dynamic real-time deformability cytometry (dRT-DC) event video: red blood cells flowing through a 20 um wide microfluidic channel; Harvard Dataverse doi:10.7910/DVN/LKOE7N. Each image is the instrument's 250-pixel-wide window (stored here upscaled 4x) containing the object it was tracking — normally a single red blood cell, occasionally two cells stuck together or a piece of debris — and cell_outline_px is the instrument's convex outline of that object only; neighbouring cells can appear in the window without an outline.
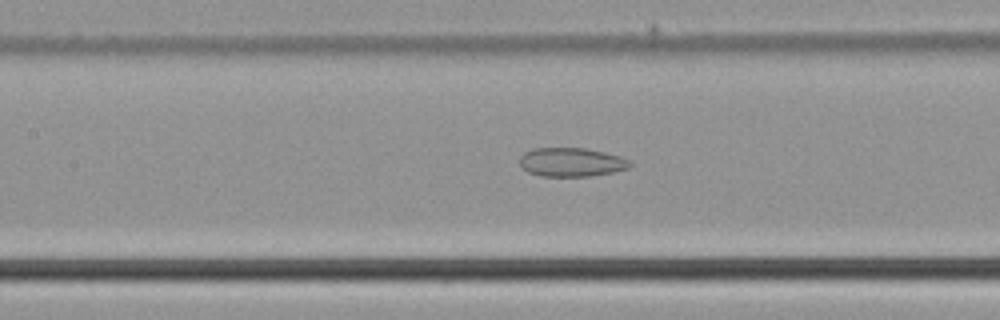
{"species": "common noctule bat (a hibernating species)", "species_latin": "Nyctalus noctula", "temperature_condition": "cold", "stored_images_in_passage": 37, "camera_frame_rate_fps": 3000, "um_per_image_px": 0.085, "animal": {"sex": "male", "body_mass_g": 21.5, "forearm_length_mm": 52.0}, "frame": {"image": 1, "passage_image": 11, "time_ms": 3.333, "image_size_px": [1000, 320], "cell_outline_px": [[632, 164], [628, 168], [612, 172], [588, 176], [540, 176], [528, 172], [520, 164], [520, 156], [524, 152], [532, 148], [584, 148], [604, 152], [620, 156], [628, 160]], "centroid_in_image_um": [48.54, 13.78], "position_along_channel_um": 158.9, "area_um2": 18.44}}
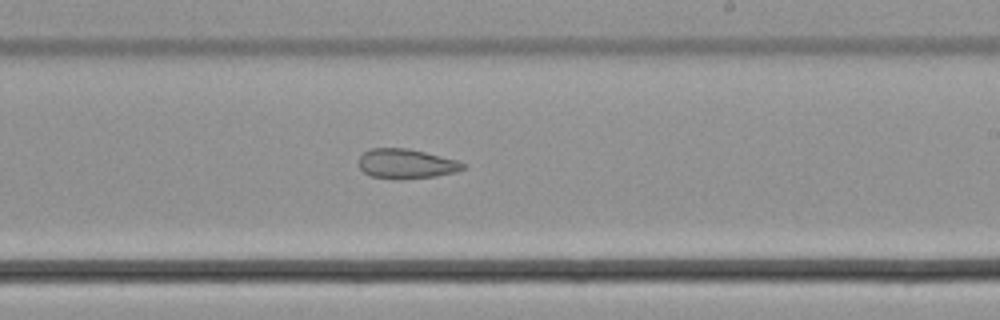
{"frame": {"image": 2, "passage_image": 18, "time_ms": 5.667, "image_size_px": [1000, 320], "cell_outline_px": [[464, 168], [456, 172], [436, 176], [400, 180], [372, 176], [364, 172], [360, 168], [360, 156], [368, 148], [408, 148], [456, 160], [464, 164]], "centroid_in_image_um": [34.51, 13.92], "position_along_channel_um": 254.5, "area_um2": 17.92}}
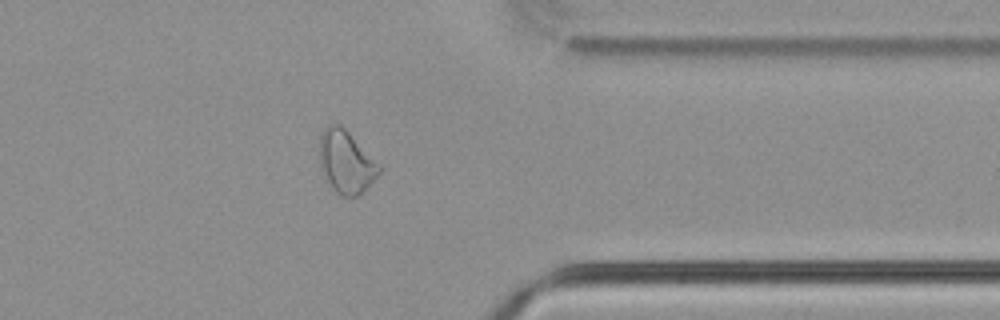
{"frame": {"image": 3, "passage_image": 28, "time_ms": 9.0, "image_size_px": [1000, 320], "cell_outline_px": [[380, 172], [364, 192], [356, 196], [340, 196], [336, 192], [320, 168], [320, 136], [324, 128], [328, 124], [340, 124], [380, 164]], "centroid_in_image_um": [29.42, 13.76], "position_along_channel_um": 382.0, "area_um2": 21.5}}